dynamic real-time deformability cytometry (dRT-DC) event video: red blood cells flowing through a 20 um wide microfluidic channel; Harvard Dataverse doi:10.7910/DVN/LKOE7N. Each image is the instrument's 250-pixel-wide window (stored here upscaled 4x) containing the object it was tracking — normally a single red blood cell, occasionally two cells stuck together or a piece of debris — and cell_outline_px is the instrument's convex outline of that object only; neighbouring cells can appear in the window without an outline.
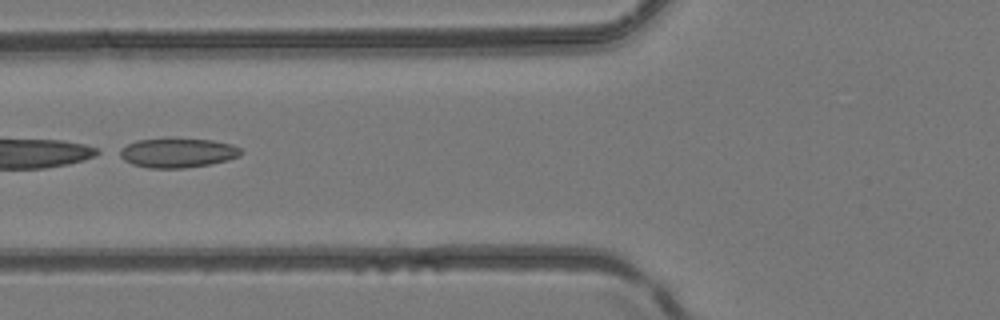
{"species": "common noctule bat (a hibernating species)", "species_latin": "Nyctalus noctula", "temperature_condition": "room temperature", "stored_images_in_passage": 6, "camera_frame_rate_fps": 3000, "um_per_image_px": 0.085, "animal": {"sex": "female", "body_mass_g": 24.6, "forearm_length_mm": 56.2}, "frame": {"image": 1, "passage_image": 5, "time_ms": 1.333, "image_size_px": [1000, 320], "cell_outline_px": [[244, 152], [240, 156], [228, 160], [208, 164], [184, 168], [148, 168], [132, 164], [124, 160], [112, 152], [136, 140], [168, 136], [212, 140], [232, 144], [240, 148]], "centroid_in_image_um": [15.03, 12.95], "position_along_channel_um": 110.8, "area_um2": 21.73}}
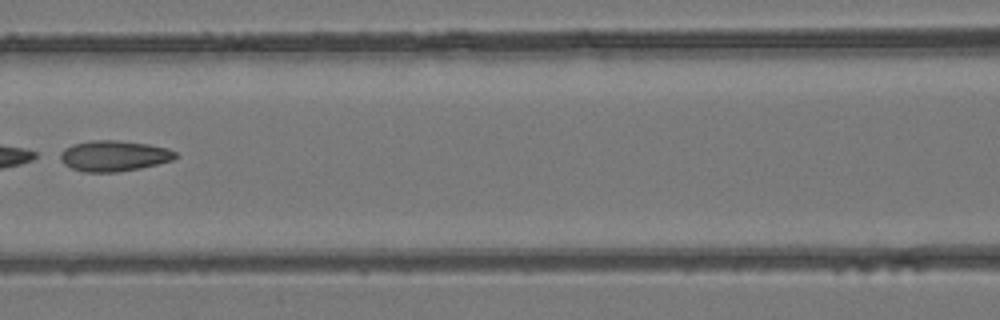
{"frame": {"image": 2, "passage_image": 6, "time_ms": 1.667, "image_size_px": [1000, 320], "cell_outline_px": [[180, 156], [172, 160], [140, 168], [116, 172], [84, 172], [72, 168], [64, 164], [60, 160], [60, 152], [64, 148], [72, 144], [92, 140], [116, 140], [148, 144], [168, 148], [176, 152]], "centroid_in_image_um": [9.68, 13.24], "position_along_channel_um": 156.9, "area_um2": 20.69}}